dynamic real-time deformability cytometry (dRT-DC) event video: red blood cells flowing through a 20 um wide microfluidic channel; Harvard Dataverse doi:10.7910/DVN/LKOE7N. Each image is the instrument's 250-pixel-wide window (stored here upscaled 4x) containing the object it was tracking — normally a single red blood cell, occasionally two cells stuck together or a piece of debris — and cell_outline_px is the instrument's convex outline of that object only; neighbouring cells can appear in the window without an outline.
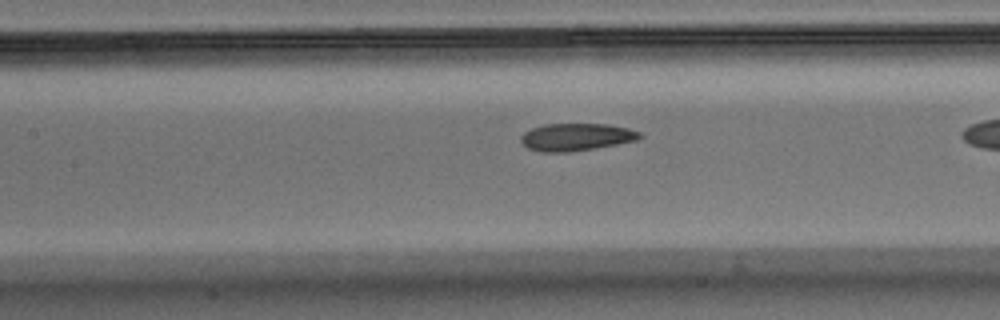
{"species": "Egyptian fruit bat (a non-hibernating species)", "species_latin": "Rousettus aegyptiacus", "temperature_condition": "warm", "stored_images_in_passage": 39, "camera_frame_rate_fps": 3000, "um_per_image_px": 0.085, "animal": {"sex": "male"}, "frame": {"image": 1, "passage_image": 21, "time_ms": 6.667, "image_size_px": [1000, 320], "cell_outline_px": [[644, 136], [636, 140], [616, 144], [568, 152], [540, 152], [528, 148], [520, 140], [520, 136], [524, 132], [532, 128], [544, 124], [608, 124], [628, 128], [640, 132]], "centroid_in_image_um": [48.96, 11.64], "position_along_channel_um": 158.4, "area_um2": 18.9}}
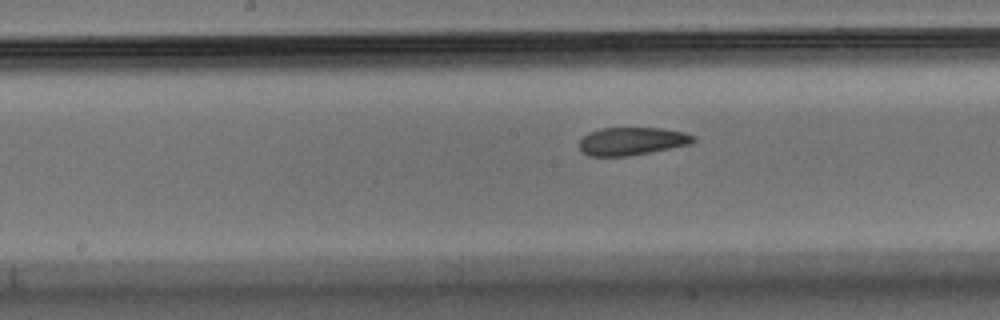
{"frame": {"image": 2, "passage_image": 24, "time_ms": 7.667, "image_size_px": [1000, 320], "cell_outline_px": [[696, 140], [692, 144], [628, 156], [588, 156], [580, 148], [580, 140], [588, 132], [600, 128], [660, 128], [684, 132], [696, 136]], "centroid_in_image_um": [53.74, 11.99], "position_along_channel_um": 194.5, "area_um2": 18.55}}
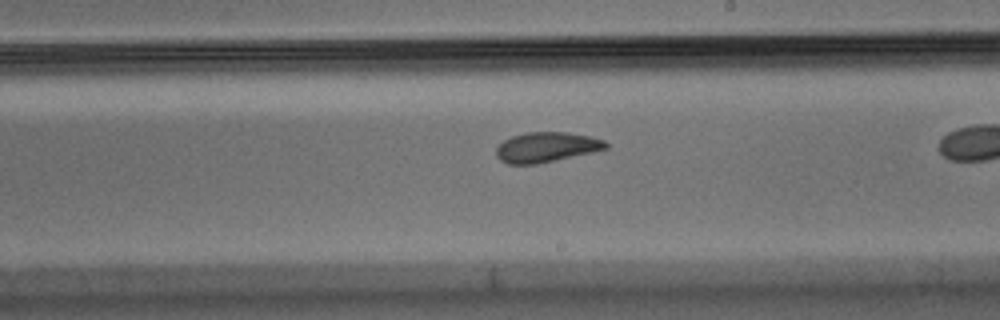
{"frame": {"image": 3, "passage_image": 28, "time_ms": 9.0, "image_size_px": [1000, 320], "cell_outline_px": [[608, 148], [592, 152], [556, 160], [536, 164], [508, 164], [500, 160], [496, 156], [496, 148], [504, 140], [512, 136], [528, 132], [568, 132], [592, 136], [604, 140], [608, 144]], "centroid_in_image_um": [46.45, 12.5], "position_along_channel_um": 242.5, "area_um2": 19.19}}